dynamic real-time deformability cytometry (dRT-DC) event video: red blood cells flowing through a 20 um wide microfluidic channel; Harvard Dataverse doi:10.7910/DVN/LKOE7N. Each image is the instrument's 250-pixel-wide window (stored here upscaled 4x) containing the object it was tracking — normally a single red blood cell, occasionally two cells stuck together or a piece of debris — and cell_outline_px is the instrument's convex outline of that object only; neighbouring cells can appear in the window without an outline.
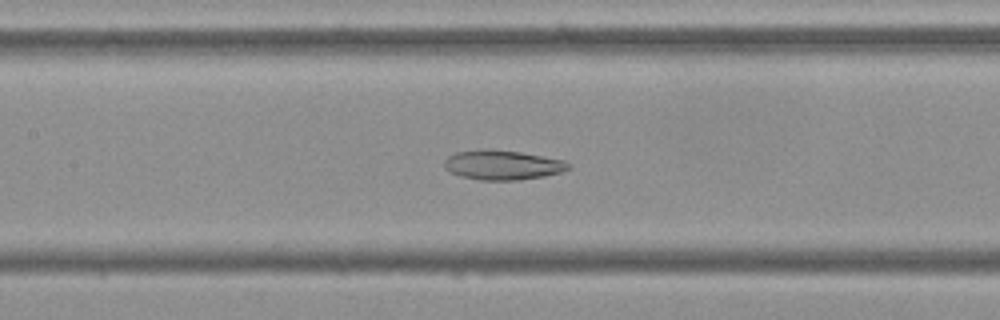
{"species": "Egyptian fruit bat (a non-hibernating species)", "species_latin": "Rousettus aegyptiacus", "temperature_condition": "cold", "stored_images_in_passage": 50, "camera_frame_rate_fps": 3000, "um_per_image_px": 0.085, "frame": {"image": 1, "passage_image": 20, "time_ms": 6.333, "image_size_px": [1000, 320], "cell_outline_px": [[572, 168], [564, 172], [544, 176], [516, 180], [480, 180], [460, 176], [448, 172], [444, 168], [444, 160], [448, 156], [456, 152], [484, 148], [520, 152], [564, 160]], "centroid_in_image_um": [42.69, 14.02], "position_along_channel_um": 164.7, "area_um2": 21.62}}
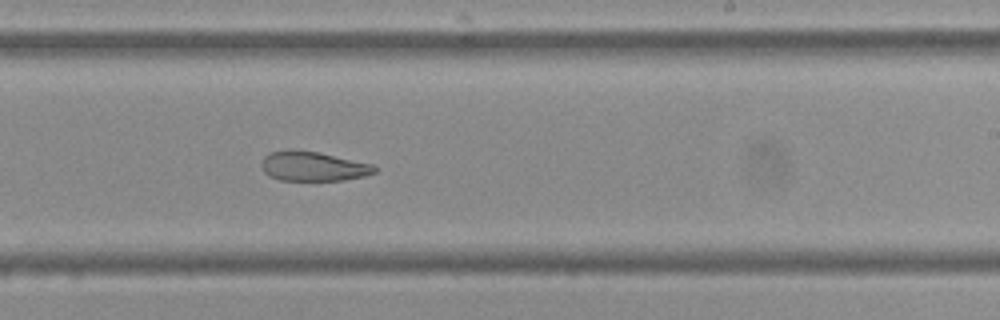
{"frame": {"image": 2, "passage_image": 28, "time_ms": 9.0, "image_size_px": [1000, 320], "cell_outline_px": [[376, 172], [364, 176], [344, 180], [280, 180], [268, 176], [264, 172], [260, 164], [264, 156], [268, 152], [288, 148], [292, 148], [316, 152], [372, 164], [376, 168]], "centroid_in_image_um": [26.53, 14.12], "position_along_channel_um": 262.5, "area_um2": 19.59}}
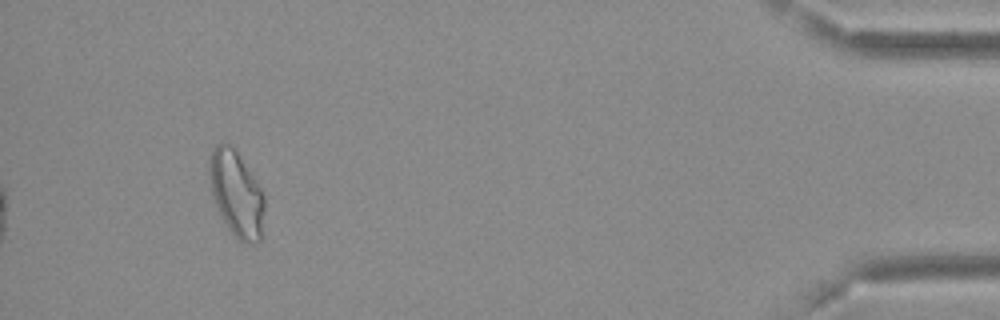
{"frame": {"image": 3, "passage_image": 46, "time_ms": 15.0, "image_size_px": [1000, 320], "cell_outline_px": [[264, 208], [260, 240], [256, 244], [252, 244], [240, 240], [228, 228], [216, 204], [212, 192], [208, 172], [208, 168], [212, 148], [220, 140], [232, 144], [260, 188], [264, 196]], "centroid_in_image_um": [20.07, 16.41], "position_along_channel_um": 415.1, "area_um2": 27.17}, "authors_computed_cell_mechanics": {"area_um2": 24.1026, "velocity_mm_per_s": 3.6767, "shape_relaxation_time_tau1_ms": null, "shape_relaxation_time_tau2_ms": 10.4685, "deformation_change_tau1": null, "deformation_change_tau2": 0.1847}}